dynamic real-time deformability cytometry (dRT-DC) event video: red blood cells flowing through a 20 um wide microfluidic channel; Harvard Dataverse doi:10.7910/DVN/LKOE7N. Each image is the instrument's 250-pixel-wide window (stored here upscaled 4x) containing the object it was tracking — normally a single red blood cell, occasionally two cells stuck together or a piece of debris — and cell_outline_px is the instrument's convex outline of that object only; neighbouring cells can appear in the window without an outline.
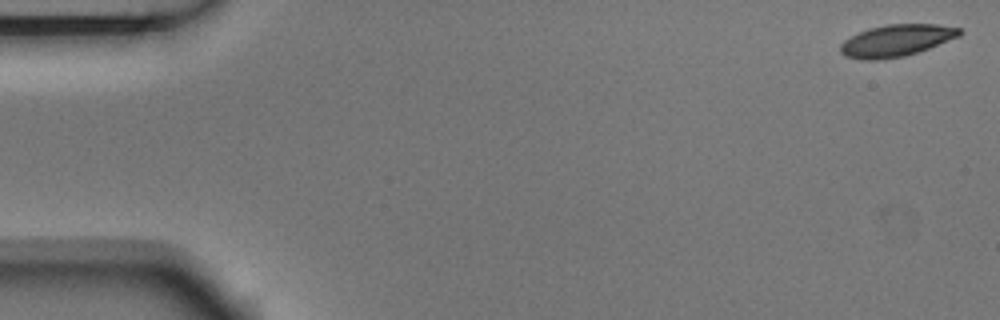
{"species": "Egyptian fruit bat (a non-hibernating species)", "species_latin": "Rousettus aegyptiacus", "temperature_condition": "room temperature", "stored_images_in_passage": 4, "camera_frame_rate_fps": 3000, "um_per_image_px": 0.085, "animal": {"sex": "male"}, "frame": {"image": 1, "passage_image": 1, "time_ms": 0.0, "image_size_px": [1000, 320], "cell_outline_px": [[964, 32], [960, 36], [928, 48], [904, 56], [880, 60], [860, 60], [844, 56], [840, 52], [840, 44], [844, 40], [860, 32], [872, 28], [888, 24], [936, 24], [960, 28]], "centroid_in_image_um": [76.18, 3.45], "position_along_channel_um": 8.8, "area_um2": 22.02}}